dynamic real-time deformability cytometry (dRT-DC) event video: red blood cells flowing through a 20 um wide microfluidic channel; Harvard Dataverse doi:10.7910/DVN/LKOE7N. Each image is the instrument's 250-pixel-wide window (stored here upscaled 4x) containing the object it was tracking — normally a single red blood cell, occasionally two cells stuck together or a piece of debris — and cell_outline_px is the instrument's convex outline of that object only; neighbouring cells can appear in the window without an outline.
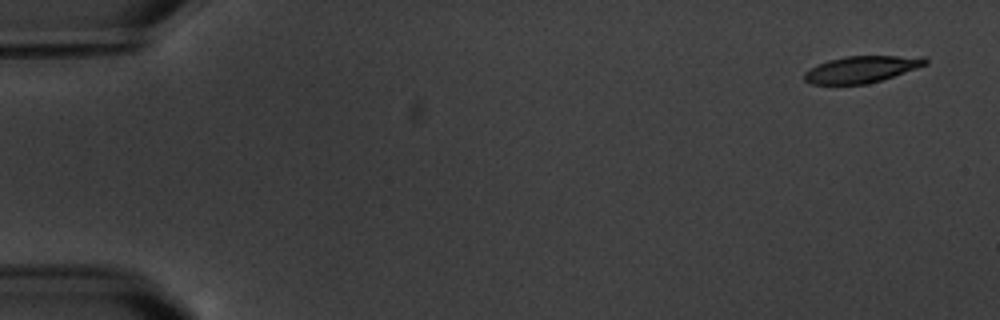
{"species": "common noctule bat (a hibernating species)", "species_latin": "Nyctalus noctula", "temperature_condition": "warm", "stored_images_in_passage": 5, "camera_frame_rate_fps": 3000, "um_per_image_px": 0.085, "animal": {"sex": "male", "body_mass_g": 20.1, "forearm_length_mm": 53.5}, "frame": {"image": 1, "passage_image": 1, "time_ms": 0.0, "image_size_px": [1000, 320], "cell_outline_px": [[928, 64], [868, 84], [808, 84], [804, 80], [804, 72], [816, 64], [828, 60], [844, 56], [924, 56], [928, 60]], "centroid_in_image_um": [73.19, 5.88], "position_along_channel_um": 11.8, "area_um2": 18.84}}
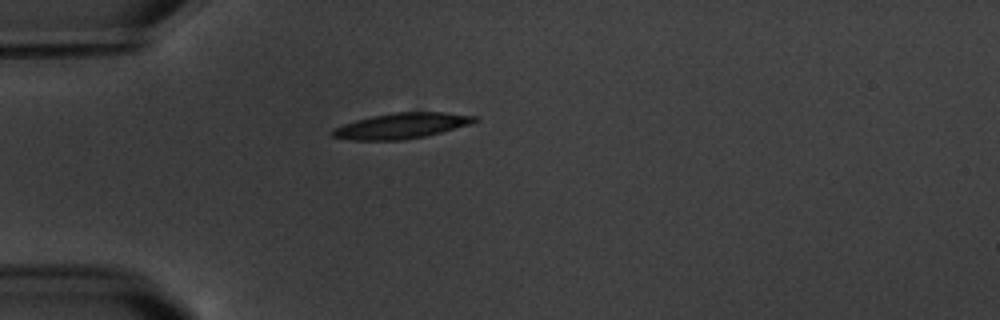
{"frame": {"image": 2, "passage_image": 5, "time_ms": 4.667, "image_size_px": [1000, 320], "cell_outline_px": [[480, 120], [468, 124], [428, 136], [404, 140], [352, 140], [332, 136], [328, 132], [332, 128], [356, 120], [372, 116], [392, 112], [444, 112], [480, 116]], "centroid_in_image_um": [34.13, 10.69], "position_along_channel_um": 50.9, "area_um2": 21.39}}